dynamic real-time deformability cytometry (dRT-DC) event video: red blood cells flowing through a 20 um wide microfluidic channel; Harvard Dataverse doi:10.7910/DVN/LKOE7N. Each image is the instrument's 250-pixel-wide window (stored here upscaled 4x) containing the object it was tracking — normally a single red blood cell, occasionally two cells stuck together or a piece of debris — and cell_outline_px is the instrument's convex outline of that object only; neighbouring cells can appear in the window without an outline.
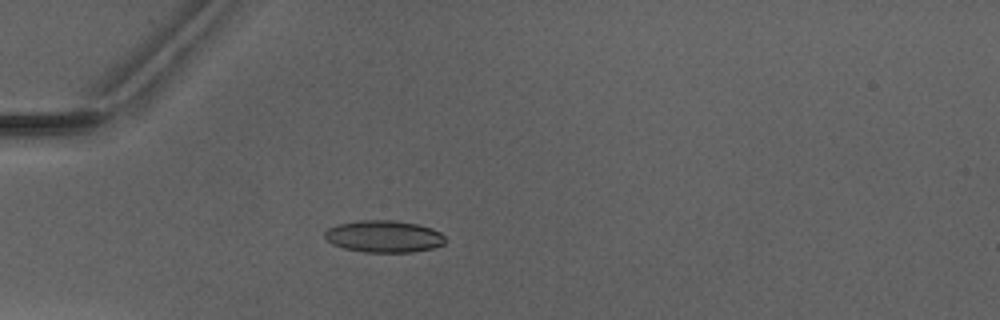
{"species": "Egyptian fruit bat (a non-hibernating species)", "species_latin": "Rousettus aegyptiacus", "temperature_condition": "warm", "stored_images_in_passage": 5, "camera_frame_rate_fps": 3000, "um_per_image_px": 0.085, "animal": {"sex": "male"}, "frame": {"image": 1, "passage_image": 4, "time_ms": 4.333, "image_size_px": [1000, 320], "cell_outline_px": [[444, 244], [432, 248], [412, 252], [364, 252], [344, 248], [332, 244], [324, 236], [324, 232], [328, 228], [340, 224], [360, 220], [392, 220], [416, 224], [432, 228], [440, 232], [444, 236]], "centroid_in_image_um": [32.63, 20.1], "position_along_channel_um": 52.4, "area_um2": 22.31}}